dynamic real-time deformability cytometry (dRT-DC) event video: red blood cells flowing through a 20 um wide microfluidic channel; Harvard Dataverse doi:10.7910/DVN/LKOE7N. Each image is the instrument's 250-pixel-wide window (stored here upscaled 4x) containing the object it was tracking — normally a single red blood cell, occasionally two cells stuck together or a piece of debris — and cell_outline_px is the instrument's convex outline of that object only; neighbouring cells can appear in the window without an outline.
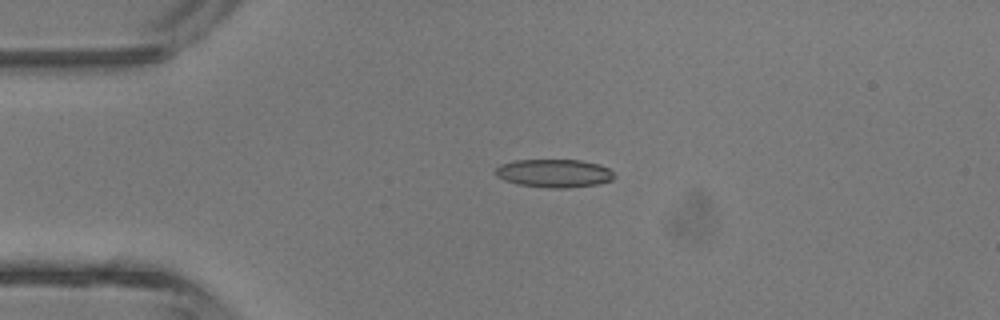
{"species": "common noctule bat (a hibernating species)", "species_latin": "Nyctalus noctula", "temperature_condition": "room temperature", "stored_images_in_passage": 4, "camera_frame_rate_fps": 3000, "um_per_image_px": 0.085, "animal": {"sex": "male", "body_mass_g": 13.3}, "frame": {"image": 1, "passage_image": 2, "time_ms": 2.0, "image_size_px": [1000, 320], "cell_outline_px": [[616, 176], [612, 180], [600, 184], [568, 188], [548, 188], [516, 184], [504, 180], [496, 176], [496, 168], [500, 164], [516, 160], [580, 160], [600, 164], [608, 168]], "centroid_in_image_um": [47.12, 14.73], "position_along_channel_um": 37.9, "area_um2": 19.71}}
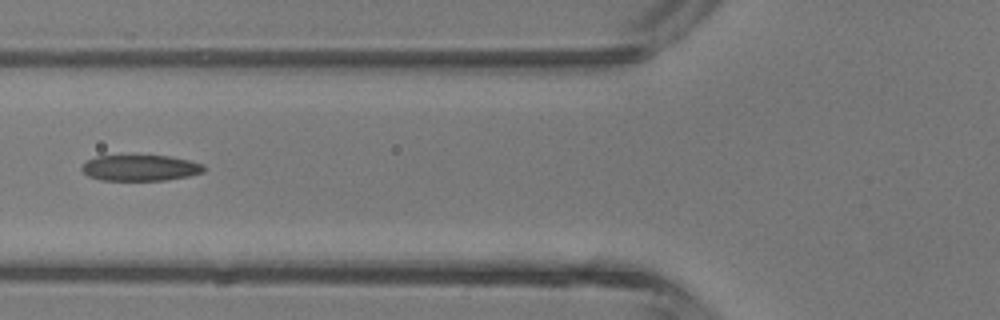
{"frame": {"image": 2, "passage_image": 4, "time_ms": 4.333, "image_size_px": [1000, 320], "cell_outline_px": [[204, 172], [188, 176], [164, 180], [100, 180], [88, 176], [80, 168], [88, 160], [96, 156], [168, 156], [188, 160], [204, 164]], "centroid_in_image_um": [11.92, 14.27], "position_along_channel_um": 113.9, "area_um2": 18.26}}